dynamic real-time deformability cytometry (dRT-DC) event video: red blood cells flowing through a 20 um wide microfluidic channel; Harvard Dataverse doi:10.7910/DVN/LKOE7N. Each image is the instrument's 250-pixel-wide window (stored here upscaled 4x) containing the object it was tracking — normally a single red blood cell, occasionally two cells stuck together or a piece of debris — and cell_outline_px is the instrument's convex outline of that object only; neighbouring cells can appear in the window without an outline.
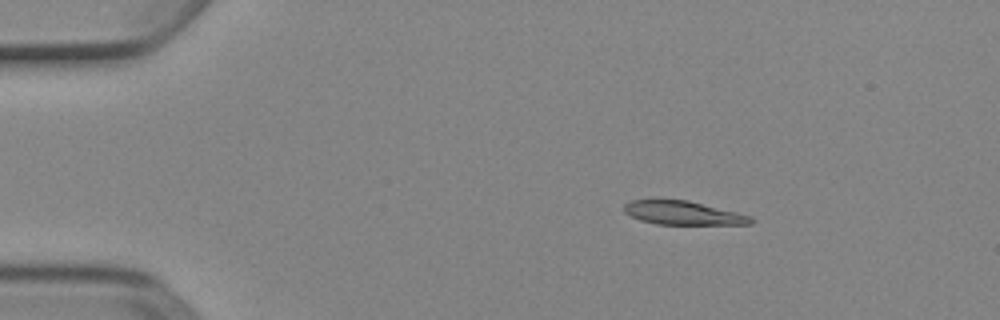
{"species": "Egyptian fruit bat (a non-hibernating species)", "species_latin": "Rousettus aegyptiacus", "temperature_condition": "cold", "stored_images_in_passage": 4, "camera_frame_rate_fps": 3000, "um_per_image_px": 0.085, "animal": {"sex": "female"}, "frame": {"image": 1, "passage_image": 2, "time_ms": 0.333, "image_size_px": [1000, 320], "cell_outline_px": [[752, 224], [656, 224], [640, 220], [624, 212], [624, 204], [632, 200], [688, 200], [752, 216]], "centroid_in_image_um": [58.05, 18.1], "position_along_channel_um": 27.0, "area_um2": 17.22}}